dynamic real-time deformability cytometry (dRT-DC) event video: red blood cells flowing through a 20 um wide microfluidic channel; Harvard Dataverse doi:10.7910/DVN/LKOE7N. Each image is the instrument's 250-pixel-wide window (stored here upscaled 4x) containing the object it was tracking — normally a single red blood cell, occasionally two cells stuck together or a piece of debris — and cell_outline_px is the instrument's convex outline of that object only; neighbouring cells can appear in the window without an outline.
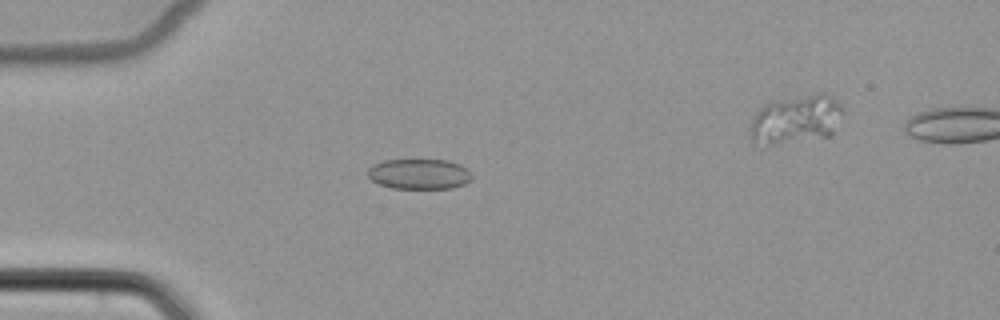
{"species": "common noctule bat (a hibernating species)", "species_latin": "Nyctalus noctula", "temperature_condition": "cold", "stored_images_in_passage": 32, "camera_frame_rate_fps": 3000, "um_per_image_px": 0.085, "animal": {"sex": "female", "body_mass_g": 22.7, "forearm_length_mm": 54.2}, "frame": {"image": 1, "passage_image": 2, "time_ms": 0.333, "image_size_px": [1000, 320], "cell_outline_px": [[472, 180], [464, 184], [452, 188], [392, 188], [380, 184], [372, 180], [368, 176], [368, 168], [372, 164], [384, 160], [448, 160], [460, 164], [468, 168], [472, 172]], "centroid_in_image_um": [35.67, 14.78], "position_along_channel_um": 49.3, "area_um2": 18.55}}
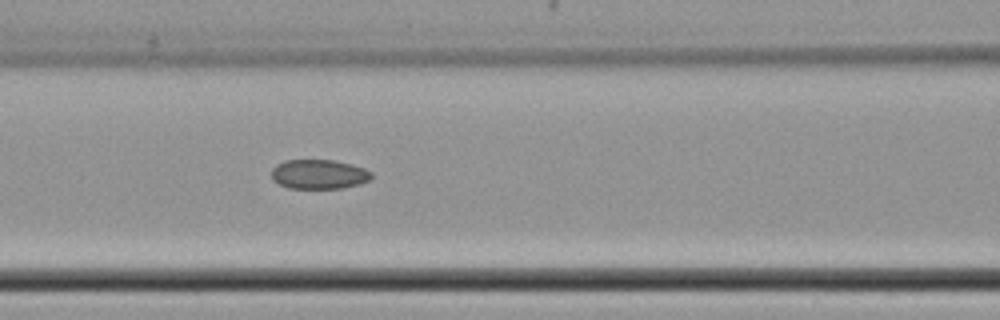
{"frame": {"image": 2, "passage_image": 10, "time_ms": 3.0, "image_size_px": [1000, 320], "cell_outline_px": [[372, 176], [368, 180], [360, 184], [344, 188], [288, 188], [272, 180], [272, 168], [276, 164], [284, 160], [336, 160], [352, 164], [364, 168], [372, 172]], "centroid_in_image_um": [27.11, 14.8], "position_along_channel_um": 139.5, "area_um2": 17.28}}
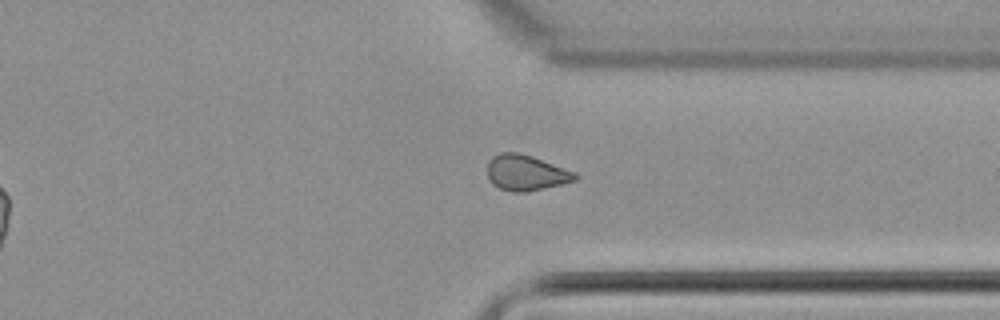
{"frame": {"image": 3, "passage_image": 27, "time_ms": 8.667, "image_size_px": [1000, 320], "cell_outline_px": [[580, 176], [576, 180], [560, 184], [524, 192], [512, 192], [500, 188], [492, 184], [488, 176], [488, 160], [492, 156], [500, 152], [516, 152], [532, 156], [576, 172]], "centroid_in_image_um": [44.7, 14.67], "position_along_channel_um": 366.7, "area_um2": 18.15}}